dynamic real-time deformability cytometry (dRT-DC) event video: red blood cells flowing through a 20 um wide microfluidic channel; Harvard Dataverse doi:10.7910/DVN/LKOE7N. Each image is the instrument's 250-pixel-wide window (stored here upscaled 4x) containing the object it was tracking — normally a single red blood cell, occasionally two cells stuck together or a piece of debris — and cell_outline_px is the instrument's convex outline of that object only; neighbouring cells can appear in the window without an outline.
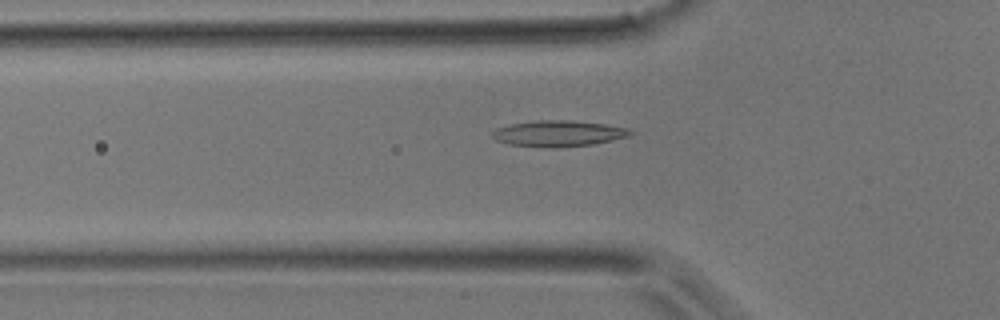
{"species": "common noctule bat (a hibernating species)", "species_latin": "Nyctalus noctula", "temperature_condition": "room temperature", "stored_images_in_passage": 31, "camera_frame_rate_fps": 3000, "um_per_image_px": 0.085, "animal": {"sex": "male", "body_mass_g": 17.9}, "frame": {"image": 1, "passage_image": 2, "time_ms": 0.333, "image_size_px": [1000, 320], "cell_outline_px": [[632, 132], [628, 136], [612, 140], [592, 144], [552, 148], [544, 148], [508, 144], [496, 140], [492, 136], [492, 132], [496, 128], [512, 124], [536, 120], [572, 120], [604, 124], [628, 128]], "centroid_in_image_um": [47.43, 11.35], "position_along_channel_um": 78.4, "area_um2": 20.87}}
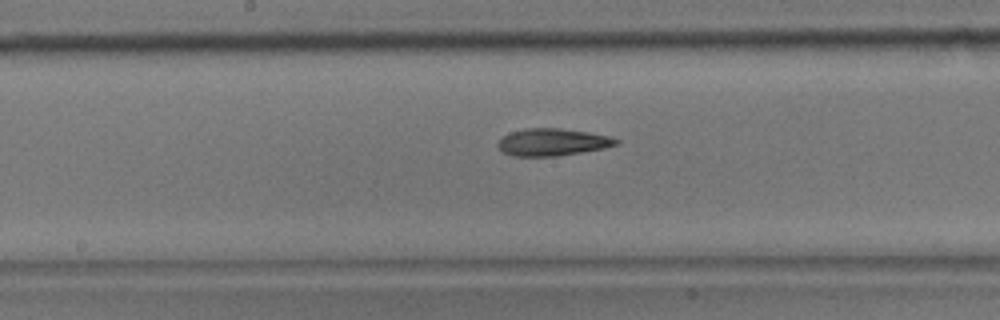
{"frame": {"image": 2, "passage_image": 10, "time_ms": 3.0, "image_size_px": [1000, 320], "cell_outline_px": [[620, 140], [616, 144], [604, 148], [556, 156], [512, 156], [504, 152], [496, 144], [504, 136], [512, 132], [528, 128], [560, 128], [588, 132], [608, 136]], "centroid_in_image_um": [46.95, 12.08], "position_along_channel_um": 201.2, "area_um2": 18.44}}
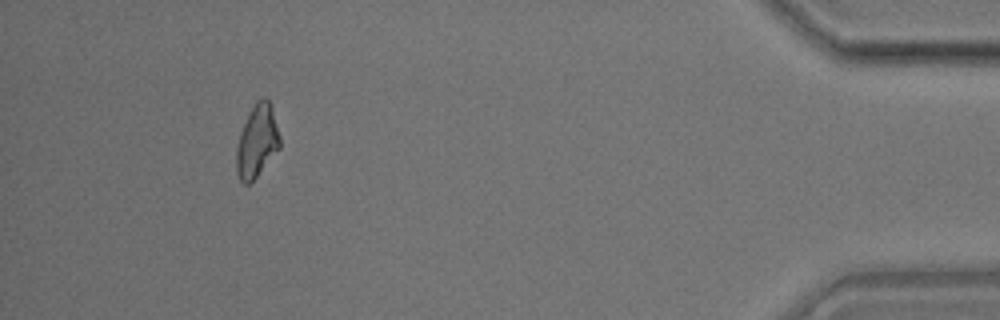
{"frame": {"image": 3, "passage_image": 28, "time_ms": 9.0, "image_size_px": [1000, 320], "cell_outline_px": [[280, 148], [256, 176], [248, 184], [244, 184], [240, 180], [236, 172], [236, 148], [240, 132], [256, 100], [264, 96], [268, 100], [272, 108], [280, 136]], "centroid_in_image_um": [21.84, 12.0], "position_along_channel_um": 413.4, "area_um2": 18.15}}